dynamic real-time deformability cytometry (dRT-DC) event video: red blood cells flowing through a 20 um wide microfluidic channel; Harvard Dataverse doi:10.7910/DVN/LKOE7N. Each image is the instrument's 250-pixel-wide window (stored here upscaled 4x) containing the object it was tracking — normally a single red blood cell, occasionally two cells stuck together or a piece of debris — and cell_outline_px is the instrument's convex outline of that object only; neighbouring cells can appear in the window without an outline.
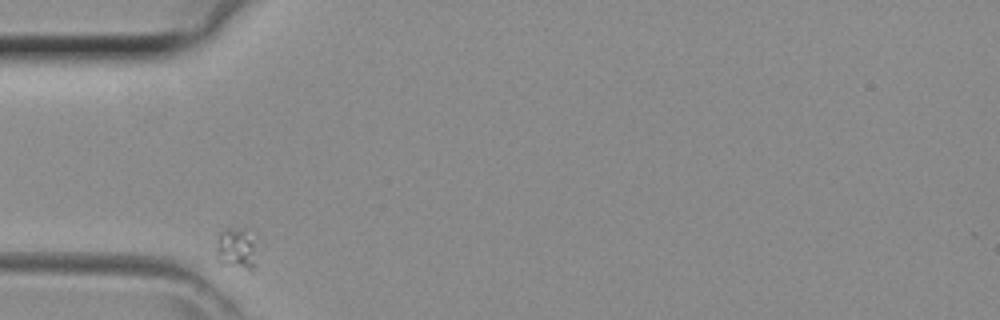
{"species": "common noctule bat (a hibernating species)", "species_latin": "Nyctalus noctula", "temperature_condition": "room temperature", "stored_images_in_passage": 23, "camera_frame_rate_fps": 3000, "um_per_image_px": 0.085, "animal": {"sex": "female", "body_mass_g": 29.2, "forearm_length_mm": 56.3}, "frame": {"image": 1, "passage_image": 1, "time_ms": 0.0, "image_size_px": [1000, 320], "cell_outline_px": [[256, 268], [252, 272], [220, 264], [216, 260], [216, 248], [220, 232], [224, 228], [248, 228], [256, 232]], "centroid_in_image_um": [20.17, 21.13], "position_along_channel_um": 64.8, "area_um2": 10.92}}